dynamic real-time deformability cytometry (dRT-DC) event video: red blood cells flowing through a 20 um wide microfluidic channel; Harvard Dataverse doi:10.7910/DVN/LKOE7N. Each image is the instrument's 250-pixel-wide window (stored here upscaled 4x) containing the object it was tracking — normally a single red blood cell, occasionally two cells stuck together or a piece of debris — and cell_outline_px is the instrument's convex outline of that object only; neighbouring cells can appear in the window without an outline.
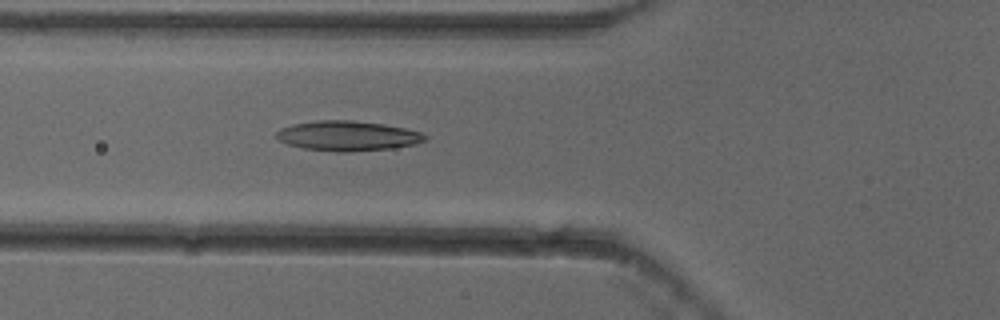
{"species": "common noctule bat (a hibernating species)", "species_latin": "Nyctalus noctula", "temperature_condition": "cold", "stored_images_in_passage": 37, "camera_frame_rate_fps": 3000, "um_per_image_px": 0.085, "animal": {"sex": "female"}, "frame": {"image": 1, "passage_image": 9, "time_ms": 2.667, "image_size_px": [1000, 320], "cell_outline_px": [[428, 136], [424, 140], [416, 144], [392, 148], [344, 152], [336, 152], [304, 148], [288, 144], [280, 140], [276, 136], [276, 132], [280, 128], [292, 124], [316, 120], [352, 120], [384, 124], [404, 128], [420, 132]], "centroid_in_image_um": [29.54, 11.54], "position_along_channel_um": 96.3, "area_um2": 25.84}}
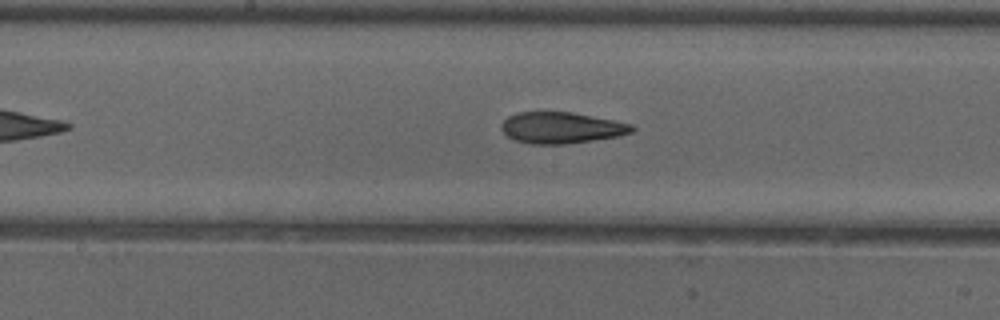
{"frame": {"image": 2, "passage_image": 17, "time_ms": 5.333, "image_size_px": [1000, 320], "cell_outline_px": [[636, 128], [632, 132], [620, 136], [564, 144], [528, 144], [516, 140], [508, 136], [500, 128], [500, 124], [508, 116], [516, 112], [572, 112], [632, 124]], "centroid_in_image_um": [47.7, 10.86], "position_along_channel_um": 200.5, "area_um2": 23.76}}
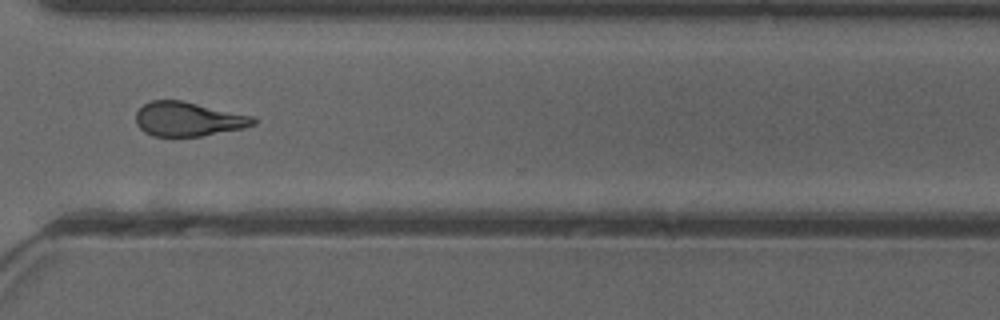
{"frame": {"image": 3, "passage_image": 29, "time_ms": 9.333, "image_size_px": [1000, 320], "cell_outline_px": [[256, 124], [244, 128], [200, 136], [152, 136], [144, 132], [136, 124], [136, 112], [144, 104], [152, 100], [180, 100], [256, 116]], "centroid_in_image_um": [16.02, 10.12], "position_along_channel_um": 354.6, "area_um2": 23.52}, "authors_computed_cell_mechanics": {"area_um2": 23.8136, "velocity_mm_per_s": 3.8633, "shape_relaxation_time_tau1_ms": 9.1887, "shape_relaxation_time_tau2_ms": 3.4411, "deformation_change_tau1": 0.2291, "deformation_change_tau2": 0.1259}}